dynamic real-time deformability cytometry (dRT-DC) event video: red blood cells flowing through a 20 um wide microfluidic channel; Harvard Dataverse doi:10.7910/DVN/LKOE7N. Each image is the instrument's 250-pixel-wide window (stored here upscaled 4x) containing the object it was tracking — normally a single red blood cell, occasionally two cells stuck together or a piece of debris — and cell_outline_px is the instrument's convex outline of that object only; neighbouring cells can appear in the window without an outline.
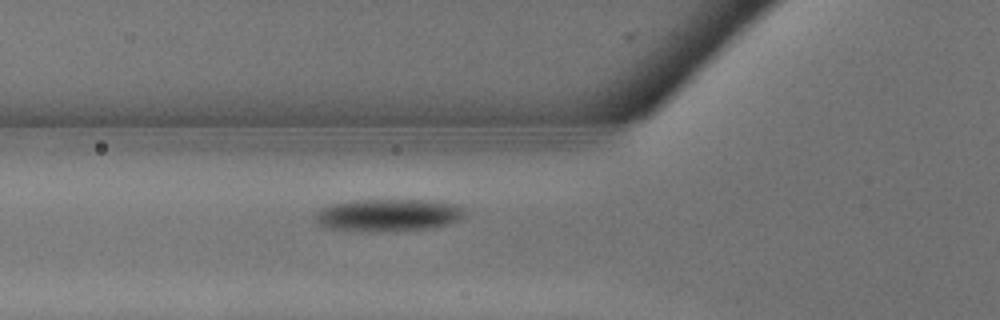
{"species": "common noctule bat (a hibernating species)", "species_latin": "Nyctalus noctula", "temperature_condition": "warm", "stored_images_in_passage": 16, "camera_frame_rate_fps": 3000, "um_per_image_px": 0.085, "animal": {"sex": "male", "body_mass_g": 13.3}, "frame": {"image": 1, "passage_image": 9, "time_ms": 2.667, "image_size_px": [1000, 320], "cell_outline_px": [[464, 212], [456, 220], [448, 224], [428, 228], [328, 228], [320, 224], [316, 220], [316, 212], [320, 208], [328, 204], [352, 200], [436, 200], [456, 204], [464, 208]], "centroid_in_image_um": [33.01, 18.2], "position_along_channel_um": 92.8, "area_um2": 26.7}}
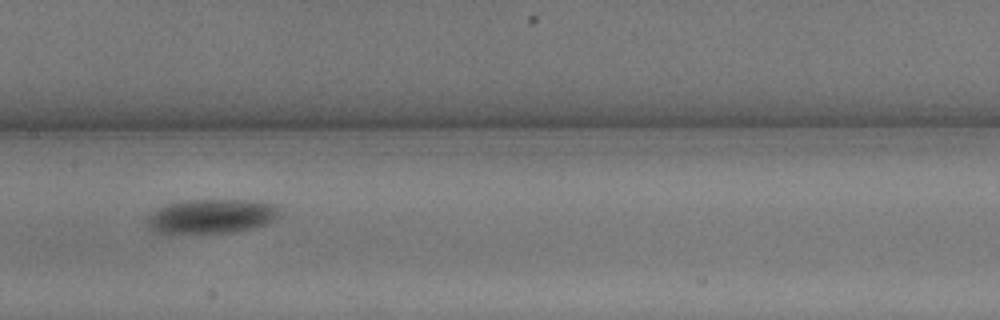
{"frame": {"image": 2, "passage_image": 13, "time_ms": 4.0, "image_size_px": [1000, 320], "cell_outline_px": [[280, 212], [276, 220], [268, 224], [256, 228], [236, 232], [172, 236], [156, 232], [148, 228], [148, 216], [156, 208], [164, 204], [188, 200], [248, 200], [276, 204], [280, 208]], "centroid_in_image_um": [17.95, 18.43], "position_along_channel_um": 189.4, "area_um2": 27.74}}
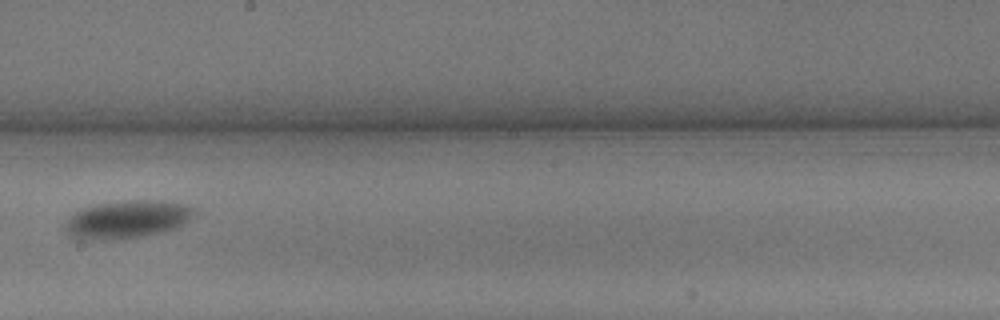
{"frame": {"image": 3, "passage_image": 15, "time_ms": 4.667, "image_size_px": [1000, 320], "cell_outline_px": [[196, 212], [180, 228], [120, 240], [100, 240], [72, 236], [64, 228], [64, 224], [76, 212], [84, 208], [96, 204], [132, 200], [156, 200], [188, 204], [196, 208]], "centroid_in_image_um": [10.89, 18.64], "position_along_channel_um": 237.3, "area_um2": 28.38}}